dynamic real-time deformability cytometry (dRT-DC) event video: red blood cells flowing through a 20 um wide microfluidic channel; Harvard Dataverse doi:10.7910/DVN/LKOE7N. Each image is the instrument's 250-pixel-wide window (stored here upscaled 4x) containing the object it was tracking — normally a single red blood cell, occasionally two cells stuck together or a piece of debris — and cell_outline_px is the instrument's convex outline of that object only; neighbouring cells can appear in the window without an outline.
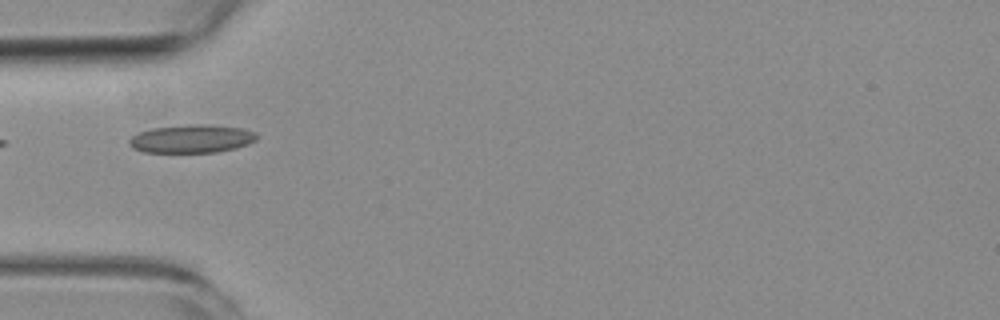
{"species": "common noctule bat (a hibernating species)", "species_latin": "Nyctalus noctula", "temperature_condition": "room temperature", "stored_images_in_passage": 5, "camera_frame_rate_fps": 3000, "um_per_image_px": 0.085, "animal": {"sex": "female", "body_mass_g": 19.3, "forearm_length_mm": 54.1}, "frame": {"image": 1, "passage_image": 1, "time_ms": 0.0, "image_size_px": [1000, 320], "cell_outline_px": [[260, 136], [256, 140], [248, 144], [236, 148], [216, 152], [144, 152], [132, 148], [128, 144], [128, 140], [132, 136], [140, 132], [152, 128], [192, 124], [212, 124], [244, 128], [256, 132]], "centroid_in_image_um": [16.34, 11.78], "position_along_channel_um": 68.7, "area_um2": 21.21}}
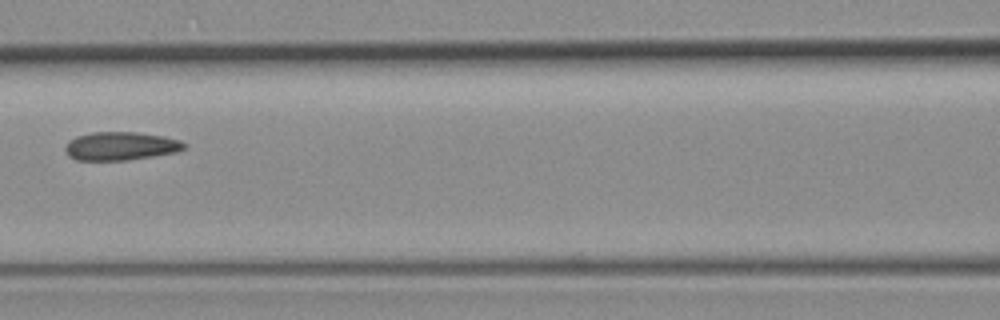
{"frame": {"image": 2, "passage_image": 3, "time_ms": 2.333, "image_size_px": [1000, 320], "cell_outline_px": [[188, 148], [176, 152], [128, 160], [76, 160], [68, 156], [64, 148], [68, 140], [76, 136], [92, 132], [136, 132], [164, 136], [180, 140], [188, 144]], "centroid_in_image_um": [10.27, 12.41], "position_along_channel_um": 156.3, "area_um2": 19.88}}
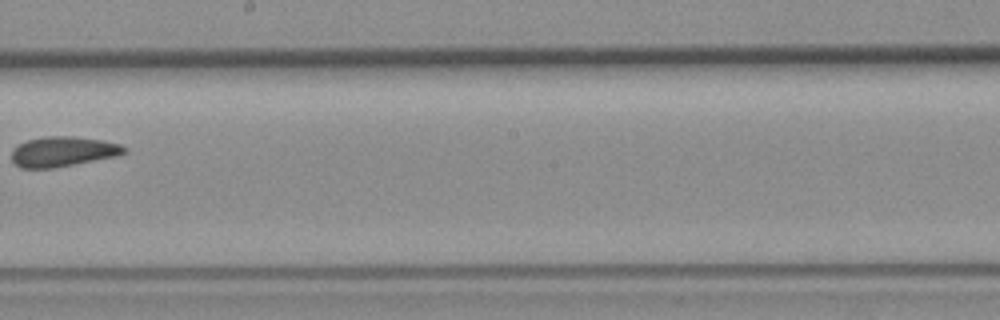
{"frame": {"image": 3, "passage_image": 5, "time_ms": 4.667, "image_size_px": [1000, 320], "cell_outline_px": [[128, 152], [116, 156], [52, 168], [20, 168], [12, 160], [12, 148], [28, 140], [44, 136], [72, 136], [100, 140], [120, 144], [128, 148]], "centroid_in_image_um": [5.35, 12.88], "position_along_channel_um": 242.9, "area_um2": 19.59}}